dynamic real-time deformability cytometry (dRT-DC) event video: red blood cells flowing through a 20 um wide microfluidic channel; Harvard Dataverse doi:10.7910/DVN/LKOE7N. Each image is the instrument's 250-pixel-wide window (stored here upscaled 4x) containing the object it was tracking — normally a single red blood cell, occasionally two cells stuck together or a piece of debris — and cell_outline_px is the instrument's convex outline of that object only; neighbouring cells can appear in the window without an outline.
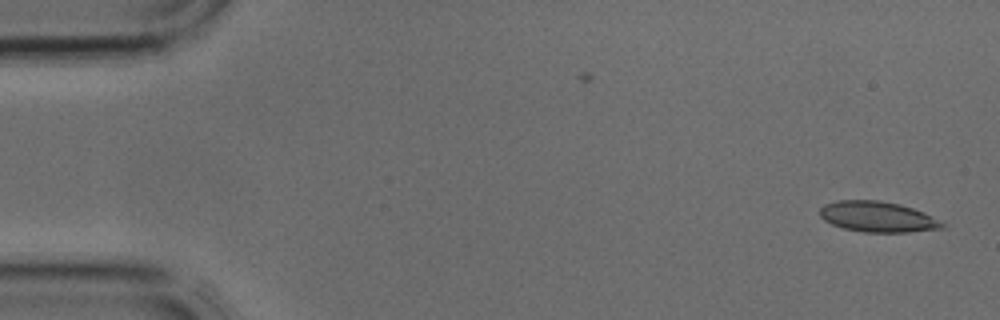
{"species": "common noctule bat (a hibernating species)", "species_latin": "Nyctalus noctula", "temperature_condition": "cold", "stored_images_in_passage": 4, "camera_frame_rate_fps": 3000, "um_per_image_px": 0.085, "animal": {"sex": "male", "body_mass_g": 17.9, "forearm_length_mm": 54.2}, "frame": {"image": 1, "passage_image": 1, "time_ms": 0.0, "image_size_px": [1000, 320], "cell_outline_px": [[948, 224], [944, 228], [908, 232], [864, 232], [844, 228], [832, 224], [824, 220], [820, 216], [820, 208], [824, 204], [836, 200], [880, 200], [900, 204], [924, 212]], "centroid_in_image_um": [74.62, 18.42], "position_along_channel_um": 10.4, "area_um2": 21.96}}
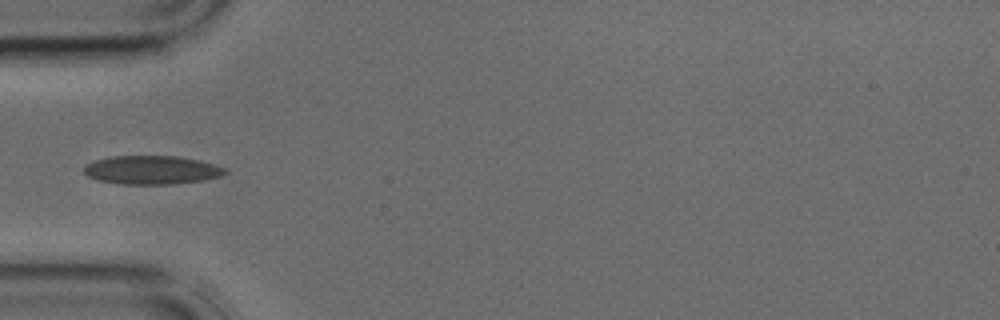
{"frame": {"image": 2, "passage_image": 4, "time_ms": 1.0, "image_size_px": [1000, 320], "cell_outline_px": [[228, 172], [220, 176], [200, 180], [176, 184], [120, 184], [96, 180], [88, 176], [84, 172], [84, 164], [108, 156], [176, 156], [200, 160], [224, 168]], "centroid_in_image_um": [12.84, 14.45], "position_along_channel_um": 72.2, "area_um2": 23.52}}